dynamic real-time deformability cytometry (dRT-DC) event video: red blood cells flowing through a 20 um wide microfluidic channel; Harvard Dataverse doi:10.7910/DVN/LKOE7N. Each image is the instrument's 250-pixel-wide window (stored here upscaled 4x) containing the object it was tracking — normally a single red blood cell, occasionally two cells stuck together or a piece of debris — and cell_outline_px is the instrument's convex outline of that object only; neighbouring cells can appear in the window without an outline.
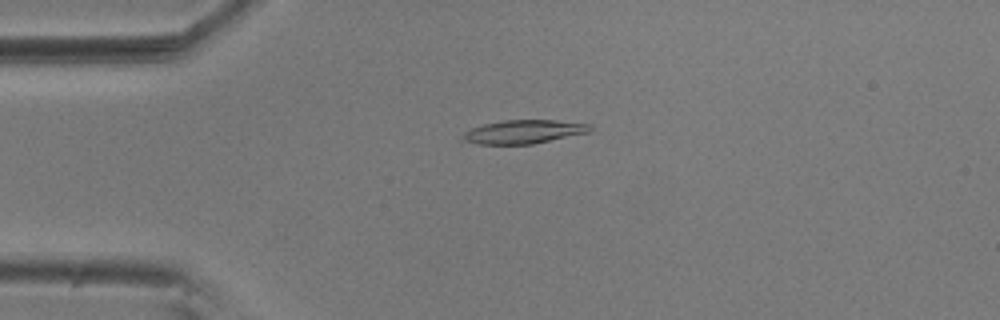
{"species": "common noctule bat (a hibernating species)", "species_latin": "Nyctalus noctula", "temperature_condition": "room temperature", "stored_images_in_passage": 27, "camera_frame_rate_fps": 3000, "um_per_image_px": 0.085, "animal": {"sex": "male", "body_mass_g": 20.5, "forearm_length_mm": 52.5}, "frame": {"image": 1, "passage_image": 13, "time_ms": 4.0, "image_size_px": [1000, 320], "cell_outline_px": [[592, 128], [588, 132], [532, 144], [460, 144], [460, 140], [464, 132], [472, 128], [484, 124], [504, 120], [556, 120], [592, 124]], "centroid_in_image_um": [44.42, 11.21], "position_along_channel_um": 40.6, "area_um2": 17.69}}
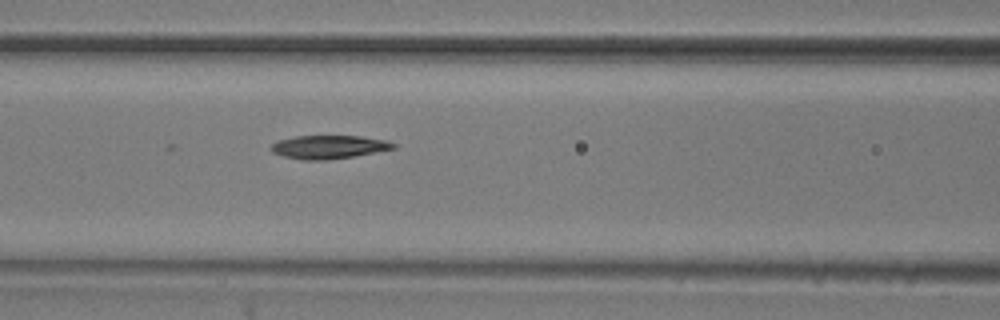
{"frame": {"image": 2, "passage_image": 23, "time_ms": 7.333, "image_size_px": [1000, 320], "cell_outline_px": [[396, 148], [352, 156], [324, 160], [304, 160], [284, 156], [272, 152], [272, 144], [276, 140], [296, 136], [360, 136], [384, 140], [396, 144]], "centroid_in_image_um": [27.92, 12.48], "position_along_channel_um": 138.7, "area_um2": 16.42}}
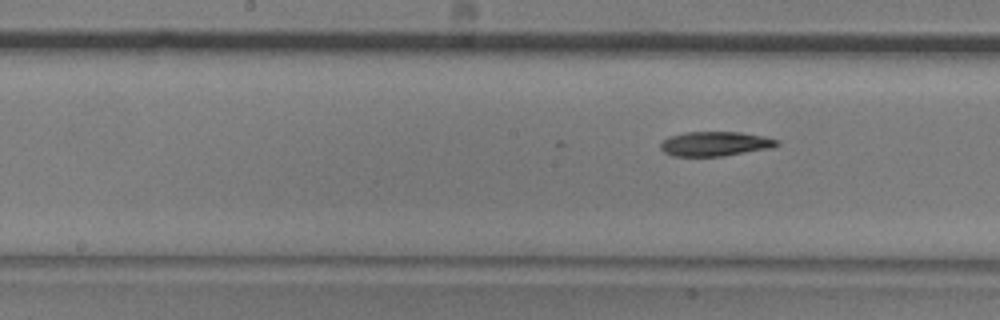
{"frame": {"image": 3, "passage_image": 27, "time_ms": 8.667, "image_size_px": [1000, 320], "cell_outline_px": [[780, 144], [772, 148], [724, 156], [672, 156], [664, 152], [660, 148], [660, 144], [668, 136], [684, 132], [740, 132], [764, 136], [780, 140]], "centroid_in_image_um": [60.8, 12.22], "position_along_channel_um": 187.4, "area_um2": 16.82}}